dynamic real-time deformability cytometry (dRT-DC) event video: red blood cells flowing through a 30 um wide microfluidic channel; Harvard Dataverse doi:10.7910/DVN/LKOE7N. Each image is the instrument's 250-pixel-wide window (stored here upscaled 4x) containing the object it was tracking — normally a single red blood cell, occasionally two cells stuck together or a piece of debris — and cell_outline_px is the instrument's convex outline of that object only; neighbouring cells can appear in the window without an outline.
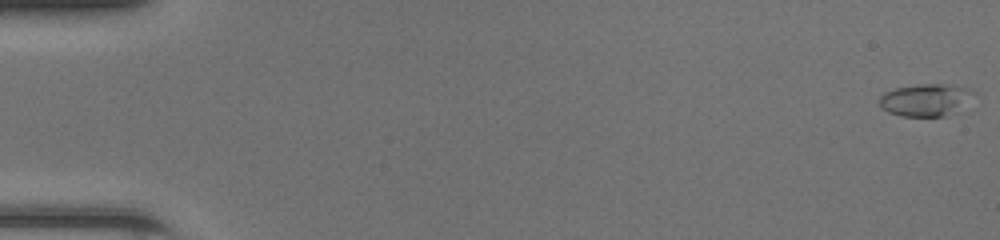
{"species": "common noctule bat (a hibernating species)", "species_latin": "Nyctalus noctula", "temperature_condition": "room temperature", "stored_images_in_passage": 49, "camera_frame_rate_fps": 3000, "um_per_image_px": 0.085, "animal": {"sex": "female", "body_mass_g": 20.0, "forearm_length_mm": 54.0}, "frame": {"image": 1, "passage_image": 1, "time_ms": 0.0, "image_size_px": [1000, 240], "cell_outline_px": [[976, 92], [956, 112], [944, 116], [900, 116], [888, 112], [880, 108], [880, 96], [884, 92], [896, 88], [916, 84], [952, 84], [972, 88]], "centroid_in_image_um": [78.68, 8.48], "position_along_channel_um": 6.3, "area_um2": 17.92}}
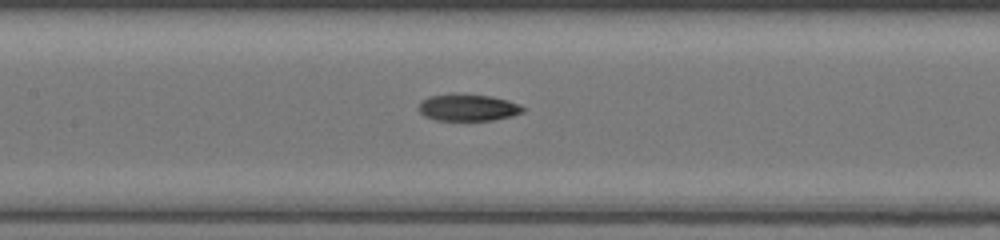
{"frame": {"image": 2, "passage_image": 24, "time_ms": 7.667, "image_size_px": [1000, 240], "cell_outline_px": [[528, 108], [524, 112], [512, 116], [492, 120], [436, 120], [424, 116], [420, 112], [420, 100], [428, 96], [452, 92], [456, 92], [492, 96], [508, 100], [520, 104]], "centroid_in_image_um": [39.8, 9.11], "position_along_channel_um": 167.6, "area_um2": 16.82}}
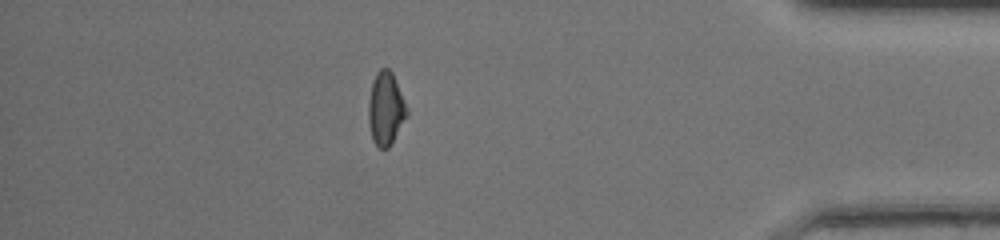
{"frame": {"image": 3, "passage_image": 43, "time_ms": 14.0, "image_size_px": [1000, 240], "cell_outline_px": [[408, 116], [388, 148], [376, 148], [372, 140], [368, 124], [368, 104], [372, 80], [376, 72], [380, 68], [388, 68], [392, 72], [408, 108]], "centroid_in_image_um": [32.77, 9.24], "position_along_channel_um": 402.4, "area_um2": 16.65}, "authors_computed_cell_mechanics": {"area_um2": 16.2996, "velocity_mm_per_s": 4.3373, "shape_relaxation_time_tau1_ms": null, "shape_relaxation_time_tau2_ms": 3.299, "deformation_change_tau1": null, "deformation_change_tau2": 0.1038}}